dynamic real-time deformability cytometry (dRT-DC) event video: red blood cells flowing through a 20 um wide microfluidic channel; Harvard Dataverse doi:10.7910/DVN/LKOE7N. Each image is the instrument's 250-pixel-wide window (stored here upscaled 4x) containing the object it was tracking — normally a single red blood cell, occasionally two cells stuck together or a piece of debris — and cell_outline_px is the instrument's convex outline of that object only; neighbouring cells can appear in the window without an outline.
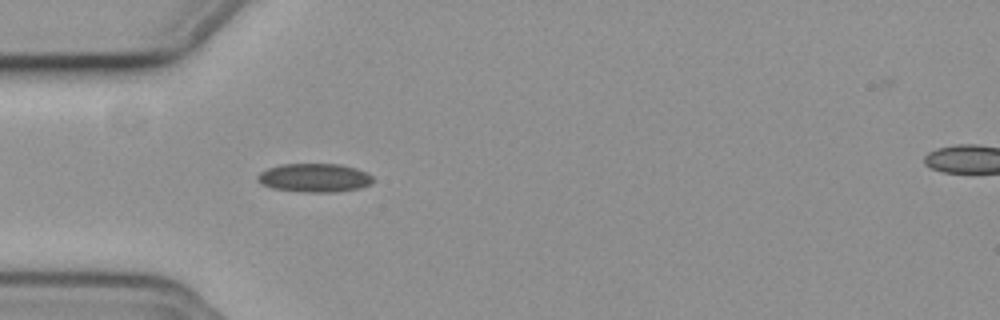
{"species": "common noctule bat (a hibernating species)", "species_latin": "Nyctalus noctula", "temperature_condition": "cold", "stored_images_in_passage": 30, "camera_frame_rate_fps": 3000, "um_per_image_px": 0.085, "animal": {"sex": "female", "body_mass_g": 19.3, "forearm_length_mm": 54.1}, "frame": {"image": 1, "passage_image": 1, "time_ms": 0.0, "image_size_px": [1000, 320], "cell_outline_px": [[372, 180], [368, 184], [360, 188], [336, 192], [304, 192], [272, 188], [260, 184], [256, 180], [256, 176], [260, 172], [268, 168], [280, 164], [340, 164], [356, 168], [368, 172], [372, 176]], "centroid_in_image_um": [26.69, 15.11], "position_along_channel_um": 58.3, "area_um2": 19.36}}
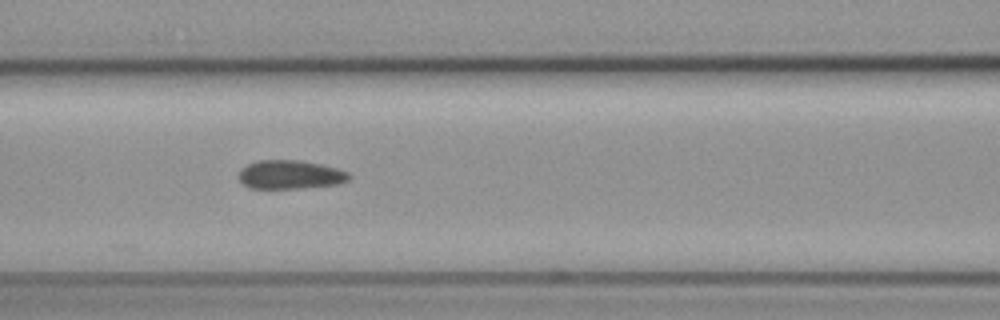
{"frame": {"image": 2, "passage_image": 8, "time_ms": 2.333, "image_size_px": [1000, 320], "cell_outline_px": [[352, 176], [348, 180], [340, 184], [304, 188], [248, 188], [240, 180], [240, 172], [248, 164], [256, 160], [300, 160], [320, 164], [336, 168], [348, 172]], "centroid_in_image_um": [24.71, 14.85], "position_along_channel_um": 141.9, "area_um2": 18.44}}
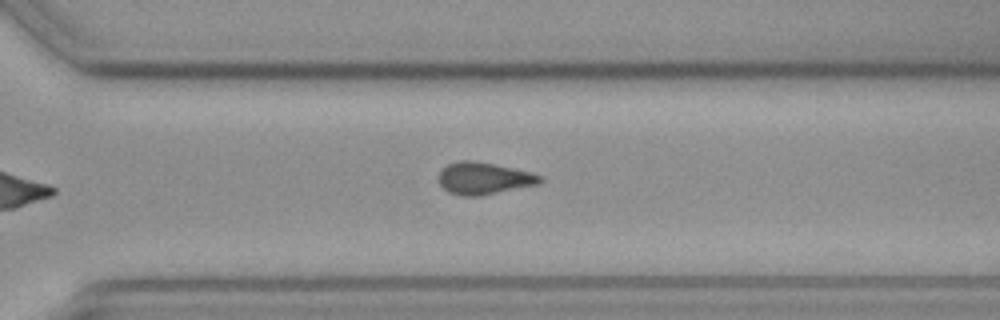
{"frame": {"image": 3, "passage_image": 23, "time_ms": 7.333, "image_size_px": [1000, 320], "cell_outline_px": [[544, 180], [540, 184], [480, 196], [460, 196], [448, 192], [440, 184], [440, 172], [448, 164], [460, 160], [476, 160], [512, 168], [544, 176]], "centroid_in_image_um": [41.16, 15.16], "position_along_channel_um": 329.4, "area_um2": 18.96}, "authors_computed_cell_mechanics": {"area_um2": 18.9584, "velocity_mm_per_s": 3.7591, "shape_relaxation_time_tau1_ms": null, "shape_relaxation_time_tau2_ms": 2.7325, "deformation_change_tau1": null, "deformation_change_tau2": 0.0669}}